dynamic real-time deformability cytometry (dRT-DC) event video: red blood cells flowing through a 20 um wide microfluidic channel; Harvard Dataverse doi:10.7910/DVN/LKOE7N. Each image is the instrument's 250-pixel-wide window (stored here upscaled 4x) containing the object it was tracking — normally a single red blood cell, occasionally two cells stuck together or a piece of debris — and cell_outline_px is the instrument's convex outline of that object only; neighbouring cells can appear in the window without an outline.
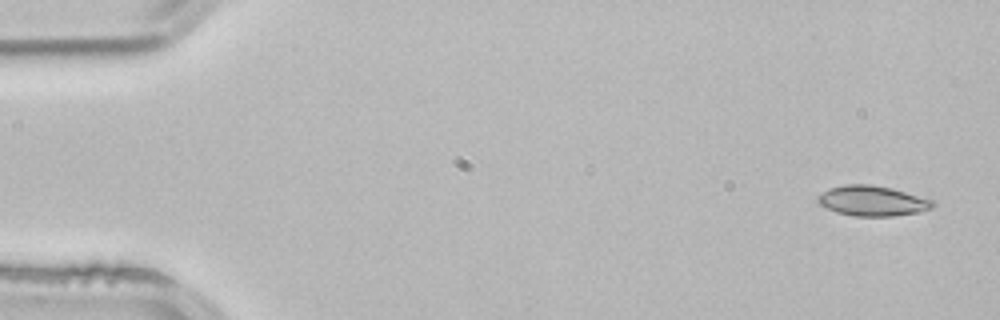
{"species": "common noctule bat (a hibernating species)", "species_latin": "Nyctalus noctula", "temperature_condition": "room temperature", "stored_images_in_passage": 3, "camera_frame_rate_fps": 3000, "um_per_image_px": 0.085, "animal": {"sex": "male", "body_mass_g": 21.5, "forearm_length_mm": 52.0}, "frame": {"image": 1, "passage_image": 1, "time_ms": 0.0, "image_size_px": [1000, 320], "cell_outline_px": [[936, 204], [932, 208], [920, 212], [892, 216], [856, 216], [836, 212], [820, 204], [816, 200], [816, 196], [828, 188], [844, 184], [872, 184], [892, 188], [932, 200]], "centroid_in_image_um": [74.13, 17.06], "position_along_channel_um": 10.9, "area_um2": 20.29}}
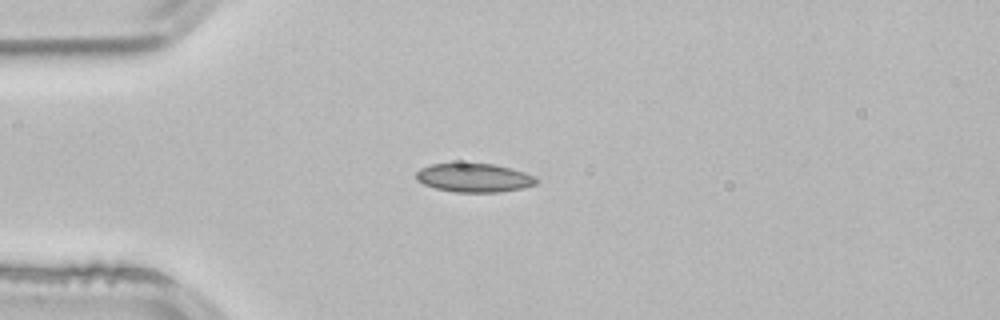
{"frame": {"image": 2, "passage_image": 3, "time_ms": 0.667, "image_size_px": [1000, 320], "cell_outline_px": [[540, 180], [536, 184], [524, 188], [500, 192], [456, 192], [436, 188], [424, 184], [416, 180], [416, 172], [420, 168], [432, 164], [492, 164], [512, 168], [524, 172]], "centroid_in_image_um": [40.31, 15.12], "position_along_channel_um": 44.7, "area_um2": 20.0}}